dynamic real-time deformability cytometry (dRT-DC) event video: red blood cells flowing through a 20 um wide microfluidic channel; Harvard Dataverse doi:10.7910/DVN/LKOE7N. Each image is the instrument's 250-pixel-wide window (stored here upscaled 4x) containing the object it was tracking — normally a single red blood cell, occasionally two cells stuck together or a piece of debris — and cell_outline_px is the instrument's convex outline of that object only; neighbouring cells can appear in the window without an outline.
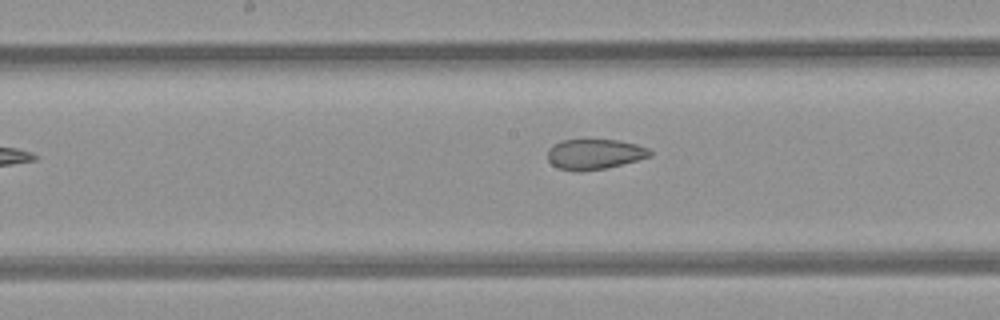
{"species": "common noctule bat (a hibernating species)", "species_latin": "Nyctalus noctula", "temperature_condition": "room temperature", "stored_images_in_passage": 10, "segment_of_instrument_passage": [2, 2], "camera_frame_rate_fps": 3000, "um_per_image_px": 0.085, "animal": {"sex": "female", "body_mass_g": 21.9}, "frame": {"image": 1, "passage_image": 10, "time_ms": 11.333, "image_size_px": [1000, 320], "cell_outline_px": [[652, 156], [608, 168], [580, 172], [576, 172], [556, 168], [548, 160], [548, 148], [552, 144], [564, 140], [584, 136], [616, 140], [636, 144], [648, 148], [652, 152]], "centroid_in_image_um": [50.49, 13.07], "position_along_channel_um": 197.7, "area_um2": 19.02}}